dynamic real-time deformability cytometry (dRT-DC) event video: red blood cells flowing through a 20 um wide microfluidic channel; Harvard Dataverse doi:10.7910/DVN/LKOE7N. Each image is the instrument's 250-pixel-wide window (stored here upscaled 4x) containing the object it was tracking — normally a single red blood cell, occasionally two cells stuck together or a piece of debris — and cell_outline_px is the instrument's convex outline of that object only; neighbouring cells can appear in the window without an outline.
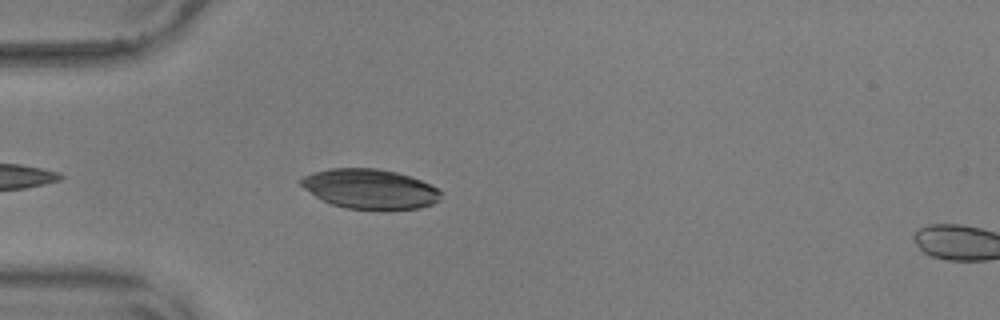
{"species": "common noctule bat (a hibernating species)", "species_latin": "Nyctalus noctula", "temperature_condition": "warm", "stored_images_in_passage": 5, "camera_frame_rate_fps": 3000, "um_per_image_px": 0.085, "animal": {"sex": "male", "body_mass_g": 17.9, "forearm_length_mm": 54.2}, "frame": {"image": 1, "passage_image": 3, "time_ms": 0.667, "image_size_px": [1000, 320], "cell_outline_px": [[440, 200], [432, 204], [420, 208], [388, 212], [344, 208], [332, 204], [316, 196], [304, 188], [300, 184], [300, 180], [304, 176], [312, 172], [328, 168], [376, 168], [396, 172], [420, 180], [436, 188], [440, 192]], "centroid_in_image_um": [31.45, 16.09], "position_along_channel_um": 53.6, "area_um2": 32.89}}